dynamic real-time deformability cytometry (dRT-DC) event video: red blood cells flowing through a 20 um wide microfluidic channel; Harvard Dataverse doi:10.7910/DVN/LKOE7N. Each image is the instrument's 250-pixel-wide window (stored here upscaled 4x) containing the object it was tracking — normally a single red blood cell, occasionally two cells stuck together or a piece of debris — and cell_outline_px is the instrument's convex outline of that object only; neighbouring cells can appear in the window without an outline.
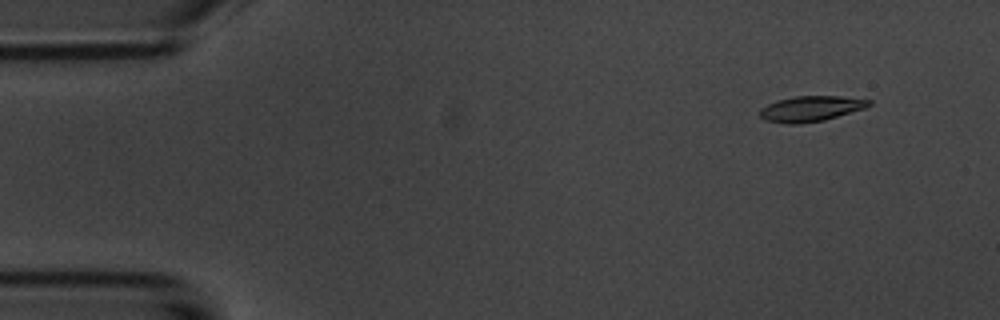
{"species": "common noctule bat (a hibernating species)", "species_latin": "Nyctalus noctula", "temperature_condition": "room temperature", "stored_images_in_passage": 4, "camera_frame_rate_fps": 3000, "um_per_image_px": 0.085, "animal": {"sex": "male", "body_mass_g": 20.1, "forearm_length_mm": 53.5}, "frame": {"image": 1, "passage_image": 2, "time_ms": 1.0, "image_size_px": [1000, 320], "cell_outline_px": [[872, 104], [864, 108], [824, 120], [796, 124], [788, 124], [768, 120], [760, 116], [760, 108], [776, 100], [796, 96], [840, 96], [872, 100]], "centroid_in_image_um": [68.93, 9.23], "position_along_channel_um": 16.1, "area_um2": 16.01}}
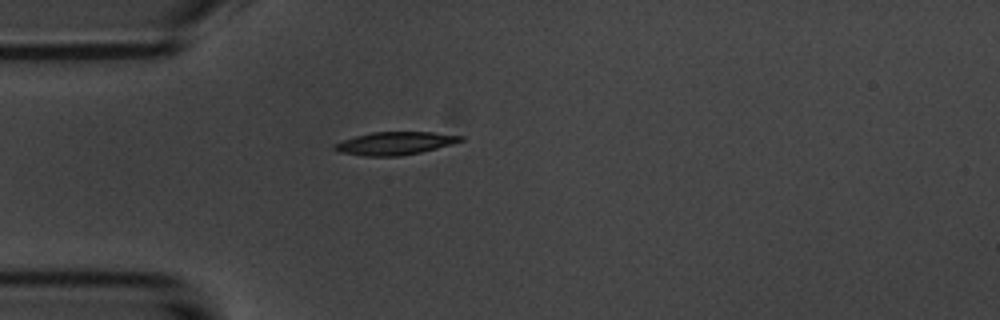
{"frame": {"image": 2, "passage_image": 4, "time_ms": 4.333, "image_size_px": [1000, 320], "cell_outline_px": [[464, 140], [452, 144], [420, 152], [400, 156], [364, 156], [336, 152], [332, 148], [332, 144], [356, 136], [372, 132], [432, 132], [464, 136]], "centroid_in_image_um": [33.53, 12.18], "position_along_channel_um": 51.5, "area_um2": 16.88}}